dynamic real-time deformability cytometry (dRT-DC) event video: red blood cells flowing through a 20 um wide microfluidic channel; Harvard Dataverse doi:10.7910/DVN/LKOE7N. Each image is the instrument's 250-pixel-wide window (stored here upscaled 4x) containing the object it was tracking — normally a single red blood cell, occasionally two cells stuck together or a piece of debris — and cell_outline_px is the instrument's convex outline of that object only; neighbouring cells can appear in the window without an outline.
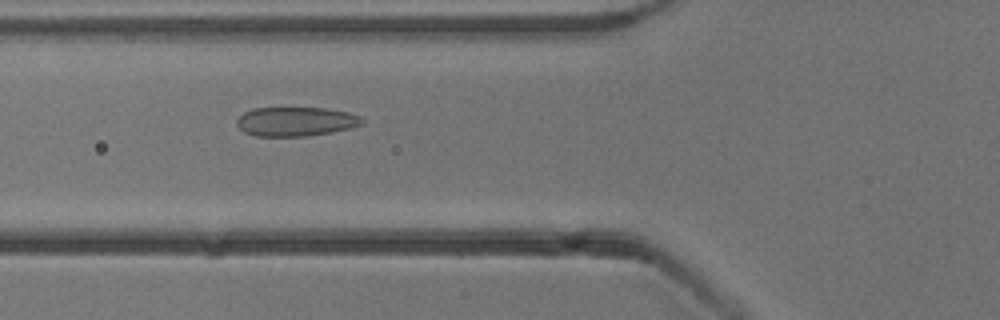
{"species": "common noctule bat (a hibernating species)", "species_latin": "Nyctalus noctula", "temperature_condition": "cold", "stored_images_in_passage": 53, "camera_frame_rate_fps": 3000, "um_per_image_px": 0.085, "animal": {"sex": "male", "body_mass_g": 13.3}, "frame": {"image": 1, "passage_image": 19, "time_ms": 6.0, "image_size_px": [1000, 320], "cell_outline_px": [[360, 120], [356, 124], [344, 128], [324, 132], [296, 136], [260, 136], [248, 132], [240, 128], [240, 116], [244, 112], [256, 108], [320, 108], [344, 112], [356, 116]], "centroid_in_image_um": [25.02, 10.31], "position_along_channel_um": 100.8, "area_um2": 19.71}}
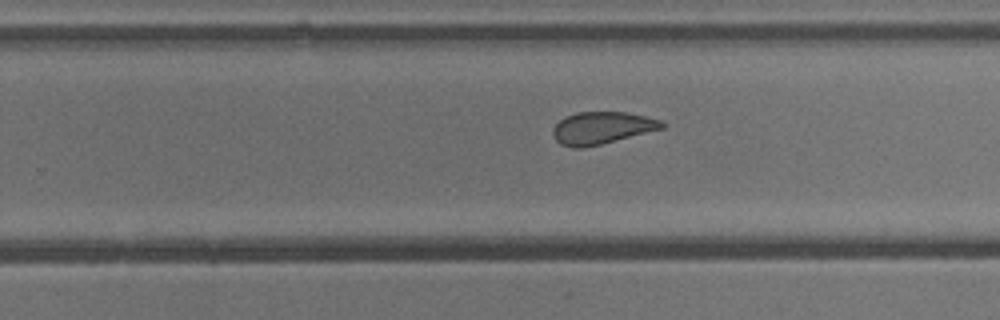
{"frame": {"image": 2, "passage_image": 33, "time_ms": 10.667, "image_size_px": [1000, 320], "cell_outline_px": [[664, 128], [600, 144], [564, 144], [556, 140], [556, 124], [560, 120], [568, 116], [580, 112], [620, 112], [640, 116], [656, 120], [664, 124]], "centroid_in_image_um": [51.22, 10.83], "position_along_channel_um": 278.6, "area_um2": 18.79}}
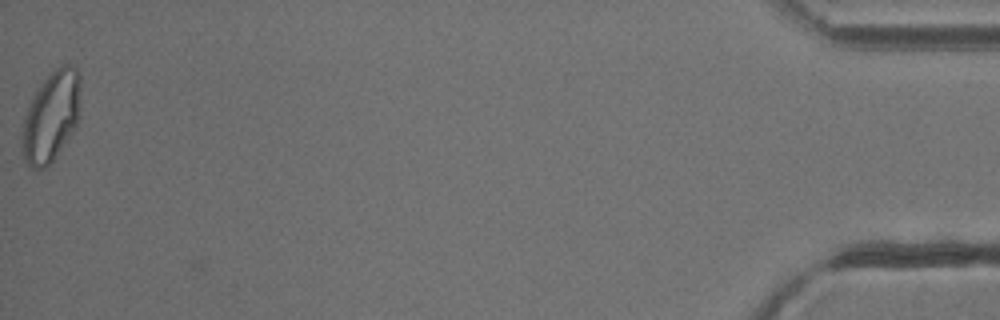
{"frame": {"image": 3, "passage_image": 53, "time_ms": 17.333, "image_size_px": [1000, 320], "cell_outline_px": [[76, 116], [72, 124], [52, 156], [44, 164], [32, 160], [28, 156], [24, 148], [24, 132], [28, 112], [36, 96], [44, 84], [56, 72], [76, 72]], "centroid_in_image_um": [4.3, 9.9], "position_along_channel_um": 430.9, "area_um2": 24.04}, "authors_computed_cell_mechanics": {"area_um2": 19.7676, "velocity_mm_per_s": 3.8046, "shape_relaxation_time_tau1_ms": null, "shape_relaxation_time_tau2_ms": 1.2064, "deformation_change_tau1": null, "deformation_change_tau2": 0.0843}}